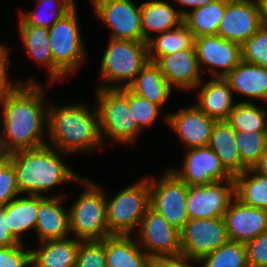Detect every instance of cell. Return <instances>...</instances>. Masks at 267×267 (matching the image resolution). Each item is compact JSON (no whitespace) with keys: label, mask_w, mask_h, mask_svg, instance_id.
Wrapping results in <instances>:
<instances>
[{"label":"cell","mask_w":267,"mask_h":267,"mask_svg":"<svg viewBox=\"0 0 267 267\" xmlns=\"http://www.w3.org/2000/svg\"><path fill=\"white\" fill-rule=\"evenodd\" d=\"M76 12L73 7L48 29L53 63L67 77L79 69L85 58Z\"/></svg>","instance_id":"cell-8"},{"label":"cell","mask_w":267,"mask_h":267,"mask_svg":"<svg viewBox=\"0 0 267 267\" xmlns=\"http://www.w3.org/2000/svg\"><path fill=\"white\" fill-rule=\"evenodd\" d=\"M97 108L102 141L106 136L119 143H133L142 129L134 120L128 106V88L96 90ZM105 137V138H103Z\"/></svg>","instance_id":"cell-6"},{"label":"cell","mask_w":267,"mask_h":267,"mask_svg":"<svg viewBox=\"0 0 267 267\" xmlns=\"http://www.w3.org/2000/svg\"><path fill=\"white\" fill-rule=\"evenodd\" d=\"M192 261L199 262L184 254L159 256L151 259L150 267H191L192 265H189V263Z\"/></svg>","instance_id":"cell-44"},{"label":"cell","mask_w":267,"mask_h":267,"mask_svg":"<svg viewBox=\"0 0 267 267\" xmlns=\"http://www.w3.org/2000/svg\"><path fill=\"white\" fill-rule=\"evenodd\" d=\"M80 241L67 237L40 242L39 249L31 250V267H75Z\"/></svg>","instance_id":"cell-25"},{"label":"cell","mask_w":267,"mask_h":267,"mask_svg":"<svg viewBox=\"0 0 267 267\" xmlns=\"http://www.w3.org/2000/svg\"><path fill=\"white\" fill-rule=\"evenodd\" d=\"M149 60L155 62L164 55L195 49V36L183 22L179 27L152 37L148 42Z\"/></svg>","instance_id":"cell-30"},{"label":"cell","mask_w":267,"mask_h":267,"mask_svg":"<svg viewBox=\"0 0 267 267\" xmlns=\"http://www.w3.org/2000/svg\"><path fill=\"white\" fill-rule=\"evenodd\" d=\"M235 197L234 180L188 186L186 202L189 219L224 218L225 212Z\"/></svg>","instance_id":"cell-12"},{"label":"cell","mask_w":267,"mask_h":267,"mask_svg":"<svg viewBox=\"0 0 267 267\" xmlns=\"http://www.w3.org/2000/svg\"><path fill=\"white\" fill-rule=\"evenodd\" d=\"M109 42L100 65L101 78L108 85L98 88H127L150 62L147 42L113 38Z\"/></svg>","instance_id":"cell-4"},{"label":"cell","mask_w":267,"mask_h":267,"mask_svg":"<svg viewBox=\"0 0 267 267\" xmlns=\"http://www.w3.org/2000/svg\"><path fill=\"white\" fill-rule=\"evenodd\" d=\"M18 31L28 54L47 67L50 83L64 79L66 75L53 63L48 28L28 25L20 17Z\"/></svg>","instance_id":"cell-23"},{"label":"cell","mask_w":267,"mask_h":267,"mask_svg":"<svg viewBox=\"0 0 267 267\" xmlns=\"http://www.w3.org/2000/svg\"><path fill=\"white\" fill-rule=\"evenodd\" d=\"M94 12L111 30L113 39L143 41L141 5L131 0H90Z\"/></svg>","instance_id":"cell-11"},{"label":"cell","mask_w":267,"mask_h":267,"mask_svg":"<svg viewBox=\"0 0 267 267\" xmlns=\"http://www.w3.org/2000/svg\"><path fill=\"white\" fill-rule=\"evenodd\" d=\"M200 83L198 101L195 104L202 112L216 121H226L236 103L233 101V91L225 78H212Z\"/></svg>","instance_id":"cell-21"},{"label":"cell","mask_w":267,"mask_h":267,"mask_svg":"<svg viewBox=\"0 0 267 267\" xmlns=\"http://www.w3.org/2000/svg\"><path fill=\"white\" fill-rule=\"evenodd\" d=\"M78 183L84 184L85 190L69 209V229L76 239L81 241L103 240L112 235L107 226L106 193L83 177Z\"/></svg>","instance_id":"cell-5"},{"label":"cell","mask_w":267,"mask_h":267,"mask_svg":"<svg viewBox=\"0 0 267 267\" xmlns=\"http://www.w3.org/2000/svg\"><path fill=\"white\" fill-rule=\"evenodd\" d=\"M22 243L0 247V267H31V250L26 251Z\"/></svg>","instance_id":"cell-41"},{"label":"cell","mask_w":267,"mask_h":267,"mask_svg":"<svg viewBox=\"0 0 267 267\" xmlns=\"http://www.w3.org/2000/svg\"><path fill=\"white\" fill-rule=\"evenodd\" d=\"M128 106L141 129L151 126L158 117L160 106L140 97L128 89Z\"/></svg>","instance_id":"cell-38"},{"label":"cell","mask_w":267,"mask_h":267,"mask_svg":"<svg viewBox=\"0 0 267 267\" xmlns=\"http://www.w3.org/2000/svg\"><path fill=\"white\" fill-rule=\"evenodd\" d=\"M39 210V195H20L6 205V218L11 235L22 243V233L33 229L35 231Z\"/></svg>","instance_id":"cell-29"},{"label":"cell","mask_w":267,"mask_h":267,"mask_svg":"<svg viewBox=\"0 0 267 267\" xmlns=\"http://www.w3.org/2000/svg\"><path fill=\"white\" fill-rule=\"evenodd\" d=\"M47 107V137L50 139L47 145L66 153L90 154L103 145L97 108L88 110L84 104Z\"/></svg>","instance_id":"cell-2"},{"label":"cell","mask_w":267,"mask_h":267,"mask_svg":"<svg viewBox=\"0 0 267 267\" xmlns=\"http://www.w3.org/2000/svg\"><path fill=\"white\" fill-rule=\"evenodd\" d=\"M21 194L11 161L0 166V206H5Z\"/></svg>","instance_id":"cell-40"},{"label":"cell","mask_w":267,"mask_h":267,"mask_svg":"<svg viewBox=\"0 0 267 267\" xmlns=\"http://www.w3.org/2000/svg\"><path fill=\"white\" fill-rule=\"evenodd\" d=\"M8 47L4 44H0V93H4L8 90L16 88L19 83H12L8 79L7 66L9 65Z\"/></svg>","instance_id":"cell-43"},{"label":"cell","mask_w":267,"mask_h":267,"mask_svg":"<svg viewBox=\"0 0 267 267\" xmlns=\"http://www.w3.org/2000/svg\"><path fill=\"white\" fill-rule=\"evenodd\" d=\"M186 150L188 152L185 154L182 170H170L188 186L234 180V177L225 169L220 158L209 146Z\"/></svg>","instance_id":"cell-16"},{"label":"cell","mask_w":267,"mask_h":267,"mask_svg":"<svg viewBox=\"0 0 267 267\" xmlns=\"http://www.w3.org/2000/svg\"><path fill=\"white\" fill-rule=\"evenodd\" d=\"M199 262H202V267H249L246 245L230 240L204 256Z\"/></svg>","instance_id":"cell-34"},{"label":"cell","mask_w":267,"mask_h":267,"mask_svg":"<svg viewBox=\"0 0 267 267\" xmlns=\"http://www.w3.org/2000/svg\"><path fill=\"white\" fill-rule=\"evenodd\" d=\"M44 95L42 86L32 78L0 93L1 133L12 152L47 145L44 134L48 129V108Z\"/></svg>","instance_id":"cell-1"},{"label":"cell","mask_w":267,"mask_h":267,"mask_svg":"<svg viewBox=\"0 0 267 267\" xmlns=\"http://www.w3.org/2000/svg\"><path fill=\"white\" fill-rule=\"evenodd\" d=\"M134 94L160 107L165 104L173 89L155 62H148L127 87Z\"/></svg>","instance_id":"cell-28"},{"label":"cell","mask_w":267,"mask_h":267,"mask_svg":"<svg viewBox=\"0 0 267 267\" xmlns=\"http://www.w3.org/2000/svg\"><path fill=\"white\" fill-rule=\"evenodd\" d=\"M0 134V166L7 164L11 161L12 151L9 149L7 142Z\"/></svg>","instance_id":"cell-46"},{"label":"cell","mask_w":267,"mask_h":267,"mask_svg":"<svg viewBox=\"0 0 267 267\" xmlns=\"http://www.w3.org/2000/svg\"><path fill=\"white\" fill-rule=\"evenodd\" d=\"M6 205L0 206V247H9L19 244L8 229Z\"/></svg>","instance_id":"cell-45"},{"label":"cell","mask_w":267,"mask_h":267,"mask_svg":"<svg viewBox=\"0 0 267 267\" xmlns=\"http://www.w3.org/2000/svg\"><path fill=\"white\" fill-rule=\"evenodd\" d=\"M225 79L238 95L267 103V67L241 61Z\"/></svg>","instance_id":"cell-27"},{"label":"cell","mask_w":267,"mask_h":267,"mask_svg":"<svg viewBox=\"0 0 267 267\" xmlns=\"http://www.w3.org/2000/svg\"><path fill=\"white\" fill-rule=\"evenodd\" d=\"M63 195L40 196L35 233L40 242L67 238L70 234L69 211L63 208Z\"/></svg>","instance_id":"cell-20"},{"label":"cell","mask_w":267,"mask_h":267,"mask_svg":"<svg viewBox=\"0 0 267 267\" xmlns=\"http://www.w3.org/2000/svg\"><path fill=\"white\" fill-rule=\"evenodd\" d=\"M184 11L177 10L167 1L152 0L141 4V29L143 42H148L155 34L179 27L184 22Z\"/></svg>","instance_id":"cell-22"},{"label":"cell","mask_w":267,"mask_h":267,"mask_svg":"<svg viewBox=\"0 0 267 267\" xmlns=\"http://www.w3.org/2000/svg\"><path fill=\"white\" fill-rule=\"evenodd\" d=\"M228 241L224 218L189 219L180 230L181 254L197 261Z\"/></svg>","instance_id":"cell-10"},{"label":"cell","mask_w":267,"mask_h":267,"mask_svg":"<svg viewBox=\"0 0 267 267\" xmlns=\"http://www.w3.org/2000/svg\"><path fill=\"white\" fill-rule=\"evenodd\" d=\"M236 138L241 160L248 168H253L267 147V133L236 132Z\"/></svg>","instance_id":"cell-36"},{"label":"cell","mask_w":267,"mask_h":267,"mask_svg":"<svg viewBox=\"0 0 267 267\" xmlns=\"http://www.w3.org/2000/svg\"><path fill=\"white\" fill-rule=\"evenodd\" d=\"M252 175V176H251ZM235 196L245 205L267 209V176L249 168L234 176Z\"/></svg>","instance_id":"cell-32"},{"label":"cell","mask_w":267,"mask_h":267,"mask_svg":"<svg viewBox=\"0 0 267 267\" xmlns=\"http://www.w3.org/2000/svg\"><path fill=\"white\" fill-rule=\"evenodd\" d=\"M236 141V131L228 122H215L208 146L216 153L222 165L233 177L249 169L241 160Z\"/></svg>","instance_id":"cell-26"},{"label":"cell","mask_w":267,"mask_h":267,"mask_svg":"<svg viewBox=\"0 0 267 267\" xmlns=\"http://www.w3.org/2000/svg\"><path fill=\"white\" fill-rule=\"evenodd\" d=\"M253 169L256 172H259L267 176V147L265 148L264 152L261 154L258 162L253 166Z\"/></svg>","instance_id":"cell-48"},{"label":"cell","mask_w":267,"mask_h":267,"mask_svg":"<svg viewBox=\"0 0 267 267\" xmlns=\"http://www.w3.org/2000/svg\"><path fill=\"white\" fill-rule=\"evenodd\" d=\"M171 127L187 149L208 146L216 120L207 116L196 105L165 115Z\"/></svg>","instance_id":"cell-18"},{"label":"cell","mask_w":267,"mask_h":267,"mask_svg":"<svg viewBox=\"0 0 267 267\" xmlns=\"http://www.w3.org/2000/svg\"><path fill=\"white\" fill-rule=\"evenodd\" d=\"M226 122L236 132L267 133V110L250 101L237 102Z\"/></svg>","instance_id":"cell-33"},{"label":"cell","mask_w":267,"mask_h":267,"mask_svg":"<svg viewBox=\"0 0 267 267\" xmlns=\"http://www.w3.org/2000/svg\"><path fill=\"white\" fill-rule=\"evenodd\" d=\"M213 1L214 0H174V2L179 3L183 7H192V10L205 6Z\"/></svg>","instance_id":"cell-47"},{"label":"cell","mask_w":267,"mask_h":267,"mask_svg":"<svg viewBox=\"0 0 267 267\" xmlns=\"http://www.w3.org/2000/svg\"><path fill=\"white\" fill-rule=\"evenodd\" d=\"M61 154L69 153L49 145L12 152L11 162L21 194L44 196L57 184L78 182L80 176L65 164Z\"/></svg>","instance_id":"cell-3"},{"label":"cell","mask_w":267,"mask_h":267,"mask_svg":"<svg viewBox=\"0 0 267 267\" xmlns=\"http://www.w3.org/2000/svg\"><path fill=\"white\" fill-rule=\"evenodd\" d=\"M75 267H107L104 239L80 241Z\"/></svg>","instance_id":"cell-39"},{"label":"cell","mask_w":267,"mask_h":267,"mask_svg":"<svg viewBox=\"0 0 267 267\" xmlns=\"http://www.w3.org/2000/svg\"><path fill=\"white\" fill-rule=\"evenodd\" d=\"M157 181L148 177L150 207L170 225L181 230L189 220L187 214L188 185L167 169Z\"/></svg>","instance_id":"cell-9"},{"label":"cell","mask_w":267,"mask_h":267,"mask_svg":"<svg viewBox=\"0 0 267 267\" xmlns=\"http://www.w3.org/2000/svg\"><path fill=\"white\" fill-rule=\"evenodd\" d=\"M38 6H47L54 8L53 11L48 10L46 14L35 9L32 12H21V18L28 24L38 27L50 28L56 21L66 15L73 7H76L75 0H36ZM54 5V6H51ZM48 7V8H49ZM41 8V7H40ZM44 8V9H45ZM44 11V10H43ZM39 12V13H38ZM43 14V15H42Z\"/></svg>","instance_id":"cell-35"},{"label":"cell","mask_w":267,"mask_h":267,"mask_svg":"<svg viewBox=\"0 0 267 267\" xmlns=\"http://www.w3.org/2000/svg\"><path fill=\"white\" fill-rule=\"evenodd\" d=\"M194 48L200 69L210 67L213 78H225L242 61L241 44L219 35L196 37Z\"/></svg>","instance_id":"cell-15"},{"label":"cell","mask_w":267,"mask_h":267,"mask_svg":"<svg viewBox=\"0 0 267 267\" xmlns=\"http://www.w3.org/2000/svg\"><path fill=\"white\" fill-rule=\"evenodd\" d=\"M224 220L229 240L246 244L267 230V209L245 205L235 197Z\"/></svg>","instance_id":"cell-17"},{"label":"cell","mask_w":267,"mask_h":267,"mask_svg":"<svg viewBox=\"0 0 267 267\" xmlns=\"http://www.w3.org/2000/svg\"><path fill=\"white\" fill-rule=\"evenodd\" d=\"M249 267H267V230L245 244Z\"/></svg>","instance_id":"cell-42"},{"label":"cell","mask_w":267,"mask_h":267,"mask_svg":"<svg viewBox=\"0 0 267 267\" xmlns=\"http://www.w3.org/2000/svg\"><path fill=\"white\" fill-rule=\"evenodd\" d=\"M228 0H214L200 8L184 11V23L195 38L217 35Z\"/></svg>","instance_id":"cell-31"},{"label":"cell","mask_w":267,"mask_h":267,"mask_svg":"<svg viewBox=\"0 0 267 267\" xmlns=\"http://www.w3.org/2000/svg\"><path fill=\"white\" fill-rule=\"evenodd\" d=\"M261 26L258 0H228L217 35L242 45Z\"/></svg>","instance_id":"cell-14"},{"label":"cell","mask_w":267,"mask_h":267,"mask_svg":"<svg viewBox=\"0 0 267 267\" xmlns=\"http://www.w3.org/2000/svg\"><path fill=\"white\" fill-rule=\"evenodd\" d=\"M261 9V24L267 27V0H258Z\"/></svg>","instance_id":"cell-49"},{"label":"cell","mask_w":267,"mask_h":267,"mask_svg":"<svg viewBox=\"0 0 267 267\" xmlns=\"http://www.w3.org/2000/svg\"><path fill=\"white\" fill-rule=\"evenodd\" d=\"M150 207L148 177L123 188L112 197H106V218L112 235H131ZM136 228V229H135Z\"/></svg>","instance_id":"cell-7"},{"label":"cell","mask_w":267,"mask_h":267,"mask_svg":"<svg viewBox=\"0 0 267 267\" xmlns=\"http://www.w3.org/2000/svg\"><path fill=\"white\" fill-rule=\"evenodd\" d=\"M242 60L257 66L267 67V27L258 31L241 45Z\"/></svg>","instance_id":"cell-37"},{"label":"cell","mask_w":267,"mask_h":267,"mask_svg":"<svg viewBox=\"0 0 267 267\" xmlns=\"http://www.w3.org/2000/svg\"><path fill=\"white\" fill-rule=\"evenodd\" d=\"M171 87L195 89L203 82L195 49L180 50L155 61Z\"/></svg>","instance_id":"cell-19"},{"label":"cell","mask_w":267,"mask_h":267,"mask_svg":"<svg viewBox=\"0 0 267 267\" xmlns=\"http://www.w3.org/2000/svg\"><path fill=\"white\" fill-rule=\"evenodd\" d=\"M137 230V242L151 258L181 254L180 230L151 207L147 209Z\"/></svg>","instance_id":"cell-13"},{"label":"cell","mask_w":267,"mask_h":267,"mask_svg":"<svg viewBox=\"0 0 267 267\" xmlns=\"http://www.w3.org/2000/svg\"><path fill=\"white\" fill-rule=\"evenodd\" d=\"M107 267H150L151 257L131 235H110L104 238Z\"/></svg>","instance_id":"cell-24"}]
</instances>
